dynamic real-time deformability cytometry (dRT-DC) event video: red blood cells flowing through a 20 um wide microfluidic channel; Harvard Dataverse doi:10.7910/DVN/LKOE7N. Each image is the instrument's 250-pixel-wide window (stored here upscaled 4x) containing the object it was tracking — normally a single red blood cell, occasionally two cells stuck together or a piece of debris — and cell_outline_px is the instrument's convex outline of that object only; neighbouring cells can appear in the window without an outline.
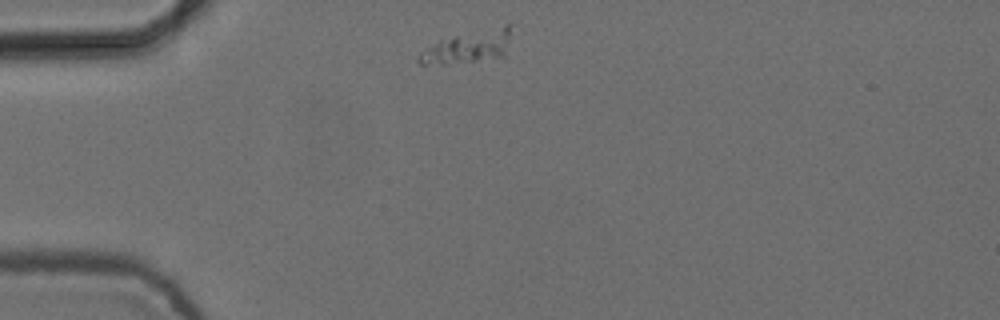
{"species": "common noctule bat (a hibernating species)", "species_latin": "Nyctalus noctula", "temperature_condition": "cold", "stored_images_in_passage": 5, "camera_frame_rate_fps": 3000, "um_per_image_px": 0.085, "animal": {"sex": "female", "body_mass_g": 24.6, "forearm_length_mm": 56.2}, "frame": {"image": 1, "passage_image": 1, "time_ms": 0.0, "image_size_px": [1000, 320], "cell_outline_px": [[512, 24], [504, 56], [448, 64], [420, 64], [416, 60], [420, 52], [440, 40], [504, 24]], "centroid_in_image_um": [39.79, 3.98], "position_along_channel_um": 45.2, "area_um2": 16.88}}
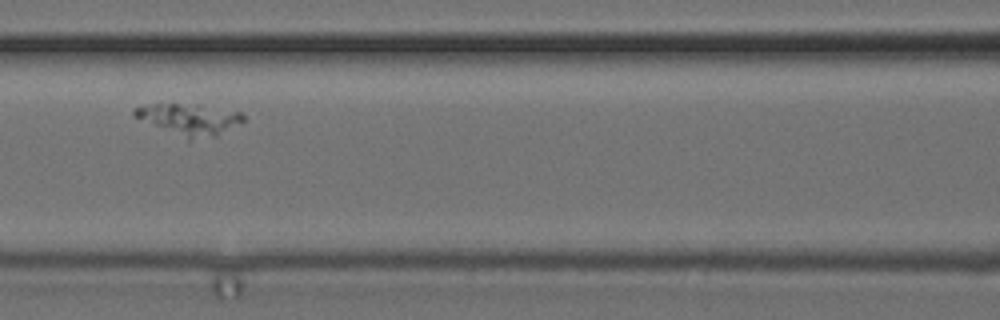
{"frame": {"image": 2, "passage_image": 4, "time_ms": 1.0, "image_size_px": [1000, 320], "cell_outline_px": [[244, 120], [240, 124], [216, 136], [188, 140], [132, 116], [132, 112], [136, 108], [152, 104], [196, 104], [240, 112], [244, 116]], "centroid_in_image_um": [16.11, 10.15], "position_along_channel_um": 150.5, "area_um2": 19.65}}
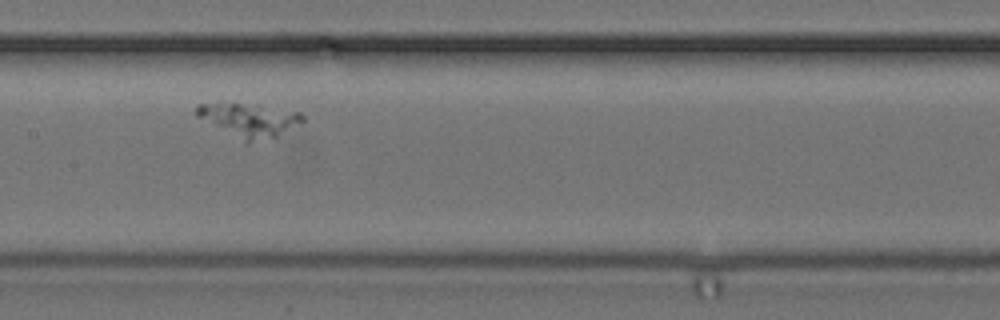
{"frame": {"image": 3, "passage_image": 5, "time_ms": 1.333, "image_size_px": [1000, 320], "cell_outline_px": [[304, 120], [276, 136], [248, 144], [196, 116], [196, 108], [200, 104], [256, 104], [300, 112], [304, 116]], "centroid_in_image_um": [21.19, 10.21], "position_along_channel_um": 186.2, "area_um2": 20.29}}